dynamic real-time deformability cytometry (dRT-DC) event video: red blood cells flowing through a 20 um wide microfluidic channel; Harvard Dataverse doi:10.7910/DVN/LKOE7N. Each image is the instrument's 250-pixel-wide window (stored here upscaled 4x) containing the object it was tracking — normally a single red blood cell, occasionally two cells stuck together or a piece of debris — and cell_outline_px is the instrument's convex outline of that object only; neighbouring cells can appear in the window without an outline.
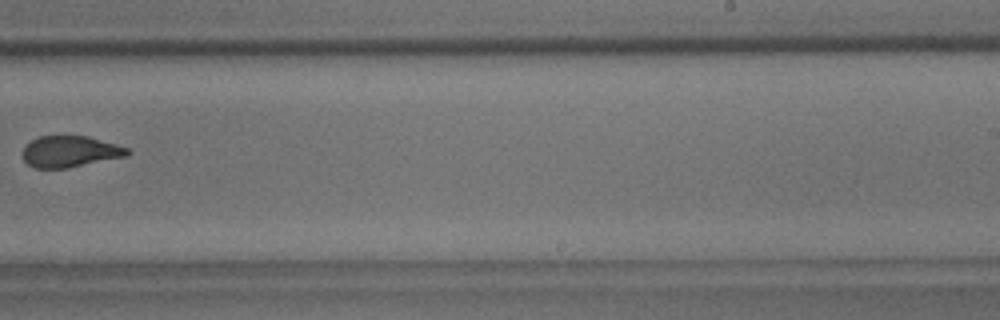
{"species": "common noctule bat (a hibernating species)", "species_latin": "Nyctalus noctula", "temperature_condition": "room temperature", "stored_images_in_passage": 10, "camera_frame_rate_fps": 3000, "um_per_image_px": 0.085, "animal": {"sex": "male", "body_mass_g": 18.8}, "frame": {"image": 1, "passage_image": 9, "time_ms": 11.333, "image_size_px": [1000, 320], "cell_outline_px": [[132, 152], [128, 156], [68, 168], [36, 168], [28, 164], [24, 160], [24, 148], [32, 140], [40, 136], [88, 136], [116, 144], [128, 148]], "centroid_in_image_um": [6.01, 12.89], "position_along_channel_um": 283.0, "area_um2": 19.02}}
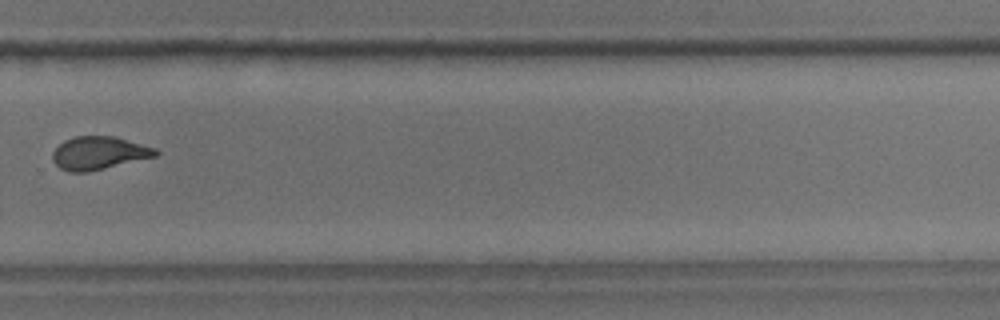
{"frame": {"image": 2, "passage_image": 10, "time_ms": 12.333, "image_size_px": [1000, 320], "cell_outline_px": [[160, 152], [156, 156], [88, 172], [68, 172], [60, 168], [52, 160], [52, 152], [64, 140], [76, 136], [112, 136], [156, 148]], "centroid_in_image_um": [8.38, 13.01], "position_along_channel_um": 321.4, "area_um2": 19.71}}